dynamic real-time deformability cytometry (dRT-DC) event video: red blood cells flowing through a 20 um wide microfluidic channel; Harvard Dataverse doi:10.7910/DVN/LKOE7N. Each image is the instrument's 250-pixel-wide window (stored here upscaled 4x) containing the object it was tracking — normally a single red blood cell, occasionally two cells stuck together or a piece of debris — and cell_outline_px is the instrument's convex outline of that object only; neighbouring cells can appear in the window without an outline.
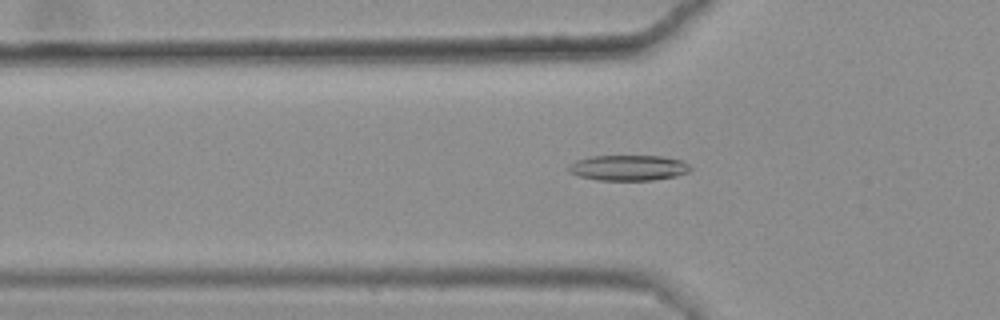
{"species": "common noctule bat (a hibernating species)", "species_latin": "Nyctalus noctula", "temperature_condition": "warm", "stored_images_in_passage": 37, "camera_frame_rate_fps": 3000, "um_per_image_px": 0.085, "animal": {"sex": "female", "body_mass_g": 25.1}, "frame": {"image": 1, "passage_image": 7, "time_ms": 2.0, "image_size_px": [1000, 320], "cell_outline_px": [[692, 168], [688, 172], [676, 176], [652, 180], [596, 180], [580, 176], [568, 172], [568, 164], [576, 160], [592, 156], [660, 156], [684, 160]], "centroid_in_image_um": [53.41, 14.26], "position_along_channel_um": 72.4, "area_um2": 18.21}}
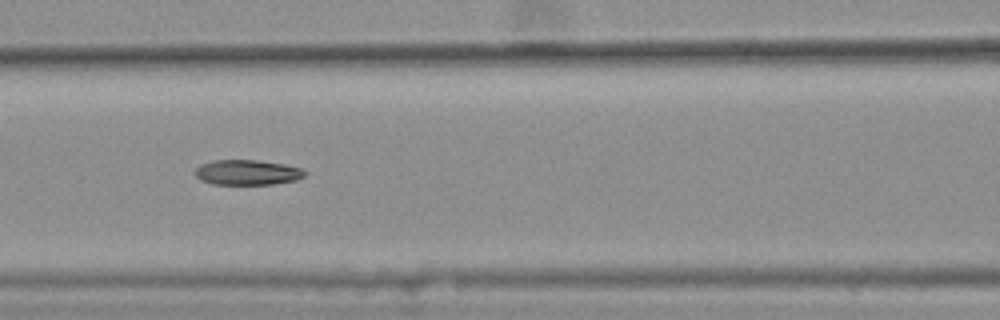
{"frame": {"image": 2, "passage_image": 13, "time_ms": 4.0, "image_size_px": [1000, 320], "cell_outline_px": [[308, 172], [304, 176], [296, 180], [272, 184], [212, 184], [200, 180], [192, 172], [200, 164], [212, 160], [256, 160], [284, 164], [300, 168]], "centroid_in_image_um": [20.98, 14.65], "position_along_channel_um": 145.6, "area_um2": 16.18}}
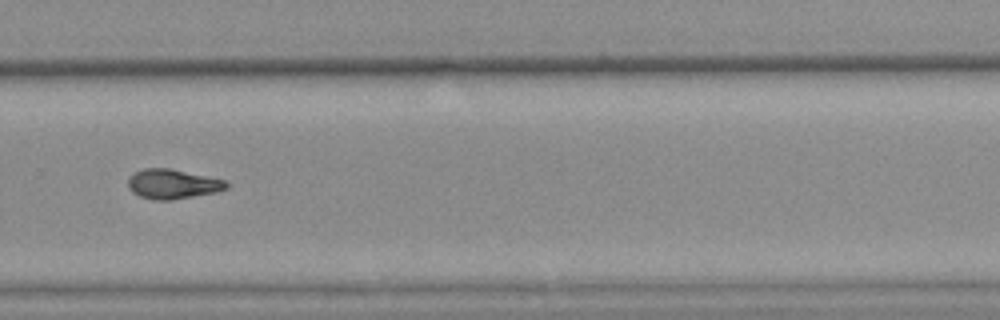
{"frame": {"image": 3, "passage_image": 27, "time_ms": 8.667, "image_size_px": [1000, 320], "cell_outline_px": [[228, 188], [216, 192], [172, 200], [152, 200], [140, 196], [132, 192], [128, 188], [128, 176], [144, 168], [168, 168], [224, 180], [228, 184]], "centroid_in_image_um": [14.63, 15.65], "position_along_channel_um": 315.2, "area_um2": 16.88}, "authors_computed_cell_mechanics": {"area_um2": 16.5886, "velocity_mm_per_s": 3.6385, "shape_relaxation_time_tau1_ms": null, "shape_relaxation_time_tau2_ms": 9.2118, "deformation_change_tau1": null, "deformation_change_tau2": 0.1617}}